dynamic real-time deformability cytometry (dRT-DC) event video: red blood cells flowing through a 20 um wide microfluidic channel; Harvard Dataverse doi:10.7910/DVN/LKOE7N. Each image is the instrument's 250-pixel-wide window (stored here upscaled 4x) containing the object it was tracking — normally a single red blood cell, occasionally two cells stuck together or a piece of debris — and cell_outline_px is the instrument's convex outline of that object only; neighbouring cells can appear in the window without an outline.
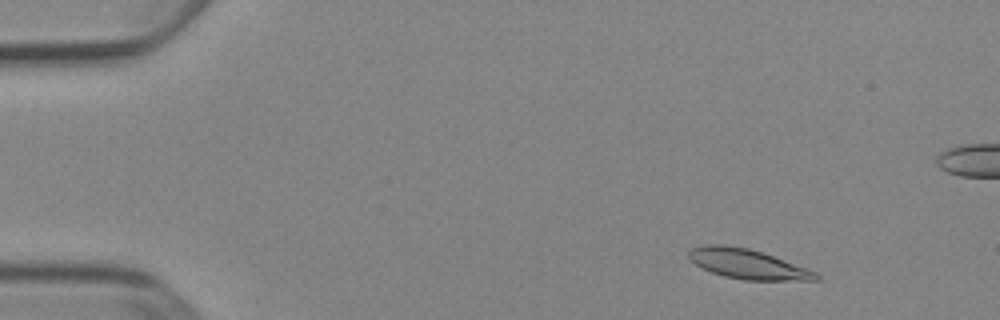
{"species": "Egyptian fruit bat (a non-hibernating species)", "species_latin": "Rousettus aegyptiacus", "temperature_condition": "cold", "stored_images_in_passage": 52, "camera_frame_rate_fps": 3000, "um_per_image_px": 0.085, "animal": {"sex": "female"}, "frame": {"image": 1, "passage_image": 5, "time_ms": 1.333, "image_size_px": [1000, 320], "cell_outline_px": [[820, 280], [744, 280], [724, 276], [712, 272], [688, 260], [688, 252], [692, 248], [708, 244], [724, 244], [748, 248], [764, 252], [808, 268], [816, 272], [820, 276]], "centroid_in_image_um": [63.57, 22.43], "position_along_channel_um": 21.4, "area_um2": 22.2}}
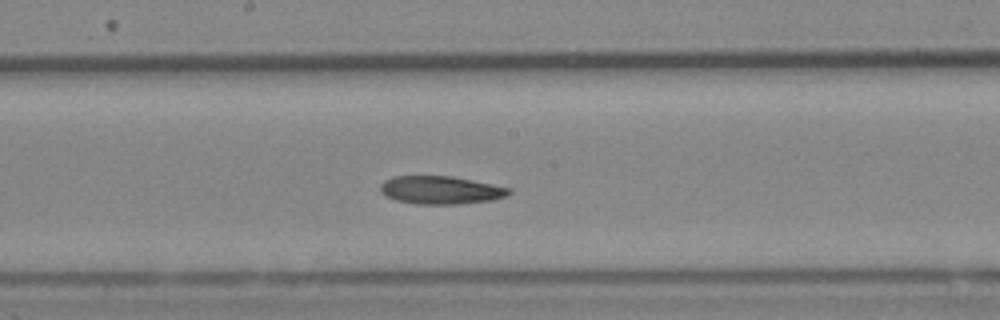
{"frame": {"image": 2, "passage_image": 27, "time_ms": 8.667, "image_size_px": [1000, 320], "cell_outline_px": [[512, 192], [508, 196], [492, 200], [460, 204], [416, 204], [396, 200], [384, 196], [380, 192], [380, 184], [384, 180], [396, 176], [452, 176], [512, 188]], "centroid_in_image_um": [37.47, 16.16], "position_along_channel_um": 210.7, "area_um2": 21.21}}
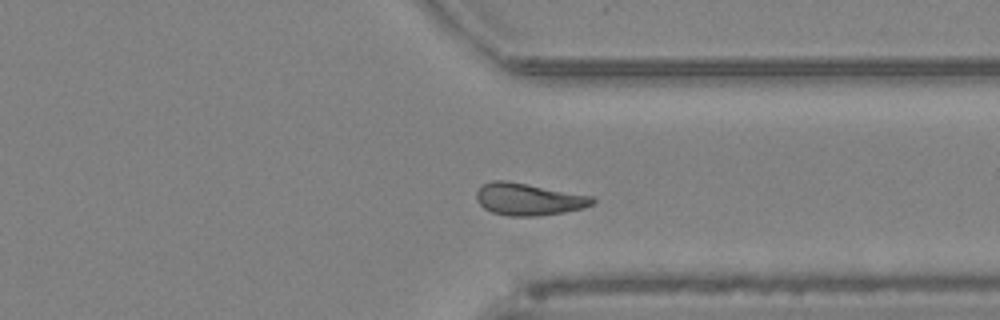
{"frame": {"image": 3, "passage_image": 39, "time_ms": 12.667, "image_size_px": [1000, 320], "cell_outline_px": [[596, 200], [592, 204], [584, 208], [564, 212], [536, 216], [512, 216], [492, 212], [484, 208], [476, 200], [476, 192], [484, 184], [492, 180], [508, 180], [592, 196]], "centroid_in_image_um": [44.92, 16.93], "position_along_channel_um": 366.5, "area_um2": 21.68}, "authors_computed_cell_mechanics": {"area_um2": 21.2126, "velocity_mm_per_s": 3.883, "shape_relaxation_time_tau1_ms": 4.7964, "shape_relaxation_time_tau2_ms": 5.806, "deformation_change_tau1": 0.1379, "deformation_change_tau2": 0.1249}}